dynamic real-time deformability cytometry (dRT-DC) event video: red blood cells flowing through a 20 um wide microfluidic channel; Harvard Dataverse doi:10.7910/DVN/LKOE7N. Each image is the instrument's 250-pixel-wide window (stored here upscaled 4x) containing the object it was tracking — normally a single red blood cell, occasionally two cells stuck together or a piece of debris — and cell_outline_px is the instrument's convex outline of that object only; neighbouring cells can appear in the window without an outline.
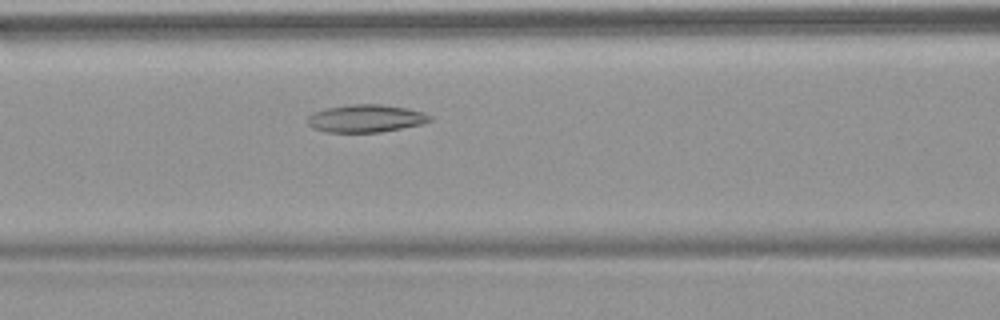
{"species": "common noctule bat (a hibernating species)", "species_latin": "Nyctalus noctula", "temperature_condition": "warm", "stored_images_in_passage": 48, "camera_frame_rate_fps": 3000, "um_per_image_px": 0.085, "animal": {"sex": "female", "body_mass_g": 18.4}, "frame": {"image": 1, "passage_image": 18, "time_ms": 5.667, "image_size_px": [1000, 320], "cell_outline_px": [[432, 120], [424, 124], [380, 132], [328, 132], [312, 128], [308, 124], [308, 116], [312, 112], [324, 108], [352, 104], [380, 104], [408, 108], [424, 112], [432, 116]], "centroid_in_image_um": [31.11, 10.06], "position_along_channel_um": 135.5, "area_um2": 19.94}}
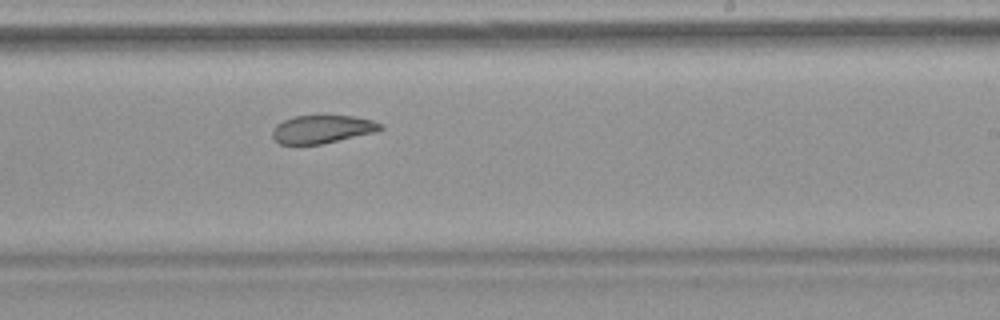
{"frame": {"image": 2, "passage_image": 28, "time_ms": 9.0, "image_size_px": [1000, 320], "cell_outline_px": [[384, 128], [376, 132], [320, 144], [280, 144], [272, 136], [272, 132], [276, 124], [292, 116], [324, 112], [352, 116], [372, 120], [384, 124]], "centroid_in_image_um": [27.41, 10.92], "position_along_channel_um": 261.6, "area_um2": 18.44}}
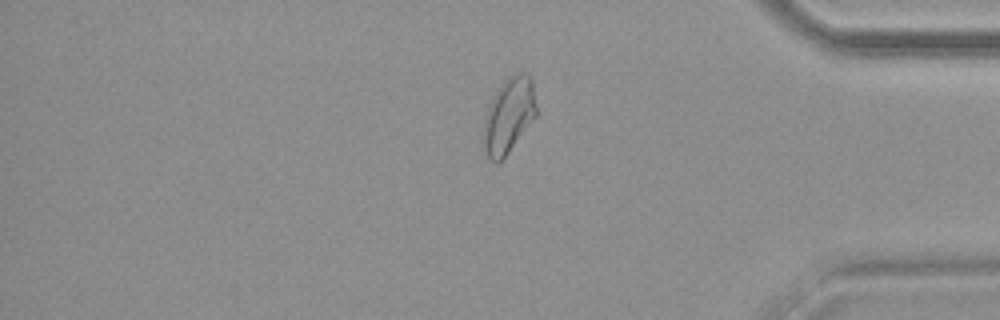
{"frame": {"image": 3, "passage_image": 40, "time_ms": 13.0, "image_size_px": [1000, 320], "cell_outline_px": [[536, 116], [508, 152], [496, 164], [488, 156], [484, 144], [484, 120], [488, 108], [500, 84], [508, 76], [520, 72], [528, 72], [532, 80], [536, 108]], "centroid_in_image_um": [43.26, 9.76], "position_along_channel_um": 391.9, "area_um2": 22.66}, "authors_computed_cell_mechanics": {"area_um2": 21.6461, "velocity_mm_per_s": 3.798, "shape_relaxation_time_tau1_ms": null, "shape_relaxation_time_tau2_ms": 5.9866, "deformation_change_tau1": null, "deformation_change_tau2": 0.1358}}